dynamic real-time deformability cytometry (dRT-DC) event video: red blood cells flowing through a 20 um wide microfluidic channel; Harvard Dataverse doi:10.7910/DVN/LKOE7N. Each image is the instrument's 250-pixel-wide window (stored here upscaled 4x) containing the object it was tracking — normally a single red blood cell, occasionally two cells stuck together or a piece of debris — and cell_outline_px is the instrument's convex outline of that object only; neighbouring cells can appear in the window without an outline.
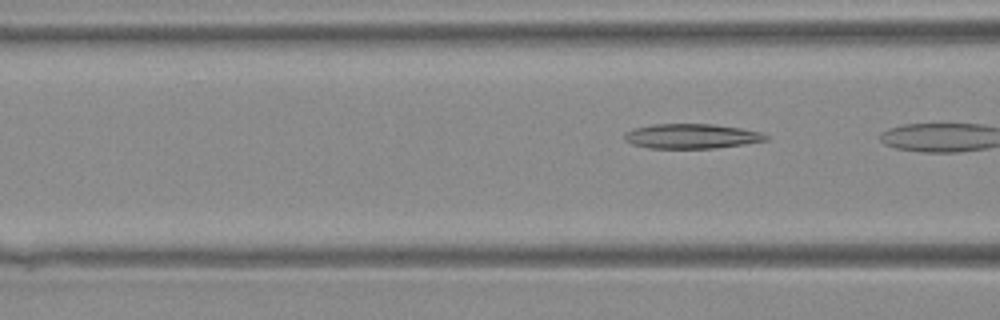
{"species": "Egyptian fruit bat (a non-hibernating species)", "species_latin": "Rousettus aegyptiacus", "temperature_condition": "warm", "stored_images_in_passage": 6, "camera_frame_rate_fps": 3000, "um_per_image_px": 0.085, "animal": {"sex": "female"}, "frame": {"image": 1, "passage_image": 6, "time_ms": 1.667, "image_size_px": [1000, 320], "cell_outline_px": [[768, 140], [744, 144], [716, 148], [648, 148], [632, 144], [624, 140], [624, 132], [632, 128], [652, 124], [712, 124], [740, 128], [760, 132], [768, 136]], "centroid_in_image_um": [58.73, 11.57], "position_along_channel_um": 107.9, "area_um2": 20.46}}